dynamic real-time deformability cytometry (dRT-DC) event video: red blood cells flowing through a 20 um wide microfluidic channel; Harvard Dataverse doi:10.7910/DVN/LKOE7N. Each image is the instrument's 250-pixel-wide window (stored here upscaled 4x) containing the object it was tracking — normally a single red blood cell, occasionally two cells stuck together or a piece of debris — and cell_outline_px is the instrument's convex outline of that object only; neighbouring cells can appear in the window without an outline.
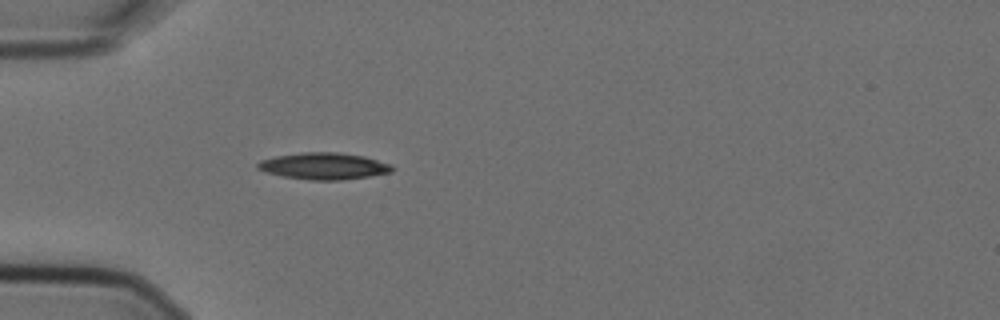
{"species": "Egyptian fruit bat (a non-hibernating species)", "species_latin": "Rousettus aegyptiacus", "temperature_condition": "cold", "stored_images_in_passage": 3, "camera_frame_rate_fps": 3000, "um_per_image_px": 0.085, "animal": {"sex": "female"}, "frame": {"image": 1, "passage_image": 3, "time_ms": 0.667, "image_size_px": [1000, 320], "cell_outline_px": [[392, 172], [368, 176], [340, 180], [312, 180], [284, 176], [268, 172], [256, 168], [256, 164], [260, 160], [276, 156], [304, 152], [336, 152], [364, 156], [392, 164]], "centroid_in_image_um": [27.53, 14.11], "position_along_channel_um": 57.5, "area_um2": 20.69}}